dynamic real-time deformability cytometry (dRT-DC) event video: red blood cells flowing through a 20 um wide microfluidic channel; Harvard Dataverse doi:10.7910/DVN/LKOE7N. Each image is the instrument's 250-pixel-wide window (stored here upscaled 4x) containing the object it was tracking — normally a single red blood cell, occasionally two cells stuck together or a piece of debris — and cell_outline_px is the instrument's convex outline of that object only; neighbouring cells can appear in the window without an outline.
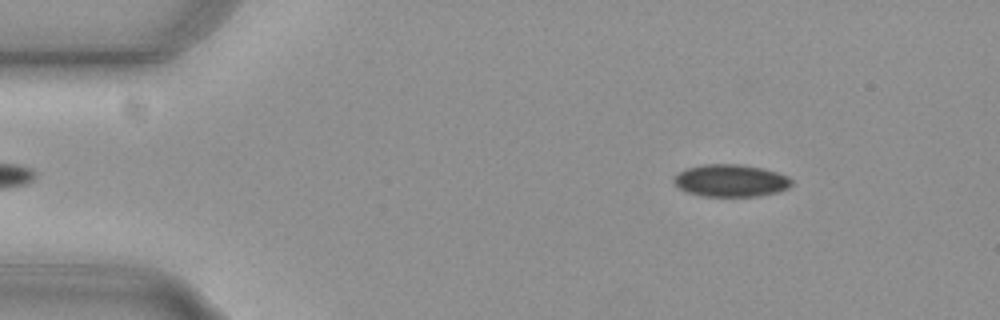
{"species": "common noctule bat (a hibernating species)", "species_latin": "Nyctalus noctula", "temperature_condition": "cold", "stored_images_in_passage": 48, "camera_frame_rate_fps": 3000, "um_per_image_px": 0.085, "animal": {"sex": "female", "body_mass_g": 29.2, "forearm_length_mm": 56.3}, "frame": {"image": 1, "passage_image": 1, "time_ms": 0.0, "image_size_px": [1000, 320], "cell_outline_px": [[792, 184], [788, 188], [776, 192], [756, 196], [704, 196], [688, 192], [680, 188], [672, 180], [680, 172], [688, 168], [704, 164], [740, 164], [764, 168], [788, 176], [792, 180]], "centroid_in_image_um": [62.14, 15.34], "position_along_channel_um": 22.9, "area_um2": 21.96}}
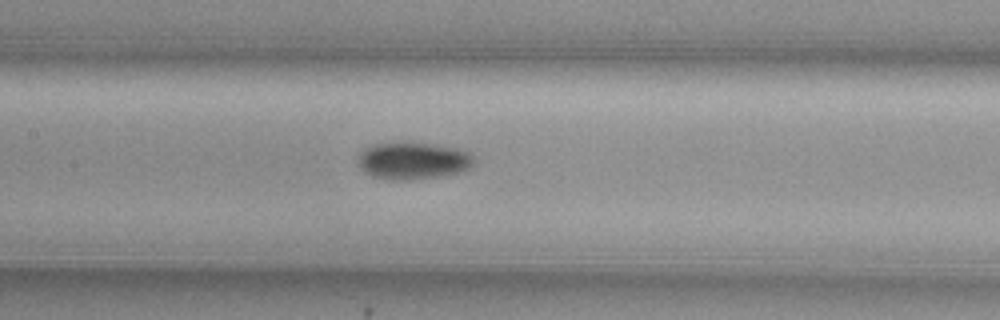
{"frame": {"image": 2, "passage_image": 19, "time_ms": 6.0, "image_size_px": [1000, 320], "cell_outline_px": [[472, 164], [468, 168], [456, 172], [436, 176], [400, 180], [396, 180], [372, 176], [364, 172], [360, 168], [356, 160], [356, 156], [364, 148], [372, 144], [404, 140], [412, 140], [436, 144], [456, 148], [468, 152], [472, 156]], "centroid_in_image_um": [34.99, 13.6], "position_along_channel_um": 172.4, "area_um2": 25.43}}
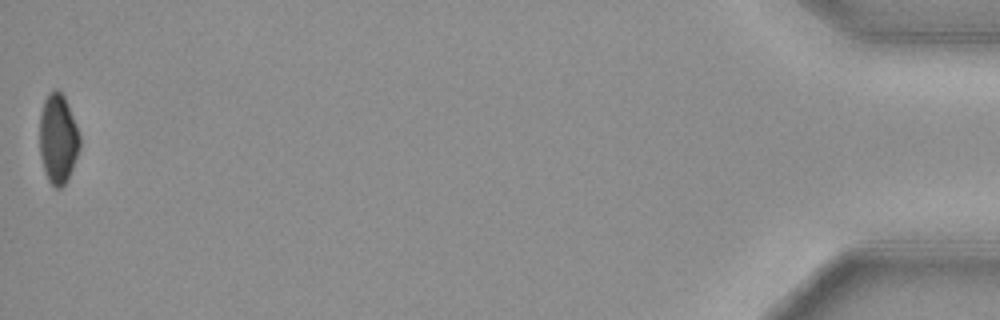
{"frame": {"image": 3, "passage_image": 48, "time_ms": 15.667, "image_size_px": [1000, 320], "cell_outline_px": [[80, 148], [68, 180], [60, 188], [56, 188], [48, 180], [44, 172], [40, 156], [40, 116], [44, 100], [48, 92], [52, 88], [56, 88], [64, 96], [80, 136]], "centroid_in_image_um": [4.92, 11.8], "position_along_channel_um": 430.3, "area_um2": 20.98}, "authors_computed_cell_mechanics": {"area_um2": 23.0622, "velocity_mm_per_s": 3.7515, "shape_relaxation_time_tau1_ms": 4.7598, "shape_relaxation_time_tau2_ms": null, "deformation_change_tau1": 0.1, "deformation_change_tau2": null}}